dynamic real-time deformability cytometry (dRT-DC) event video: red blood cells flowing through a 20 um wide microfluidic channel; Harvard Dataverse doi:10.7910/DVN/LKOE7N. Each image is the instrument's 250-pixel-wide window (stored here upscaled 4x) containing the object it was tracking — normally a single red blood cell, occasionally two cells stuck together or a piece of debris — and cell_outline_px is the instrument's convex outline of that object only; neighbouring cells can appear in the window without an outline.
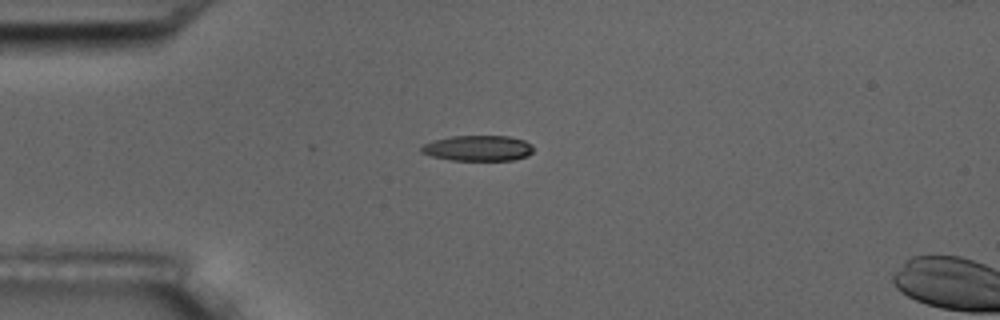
{"species": "common noctule bat (a hibernating species)", "species_latin": "Nyctalus noctula", "temperature_condition": "room temperature", "stored_images_in_passage": 11, "camera_frame_rate_fps": 3000, "um_per_image_px": 0.085, "animal": {"sex": "male", "body_mass_g": 17.5, "forearm_length_mm": 52.3}, "frame": {"image": 1, "passage_image": 4, "time_ms": 4.333, "image_size_px": [1000, 320], "cell_outline_px": [[532, 152], [528, 156], [512, 160], [452, 160], [432, 156], [420, 152], [420, 148], [424, 144], [432, 140], [448, 136], [508, 136], [524, 140], [532, 144]], "centroid_in_image_um": [40.61, 12.59], "position_along_channel_um": 44.4, "area_um2": 16.76}}
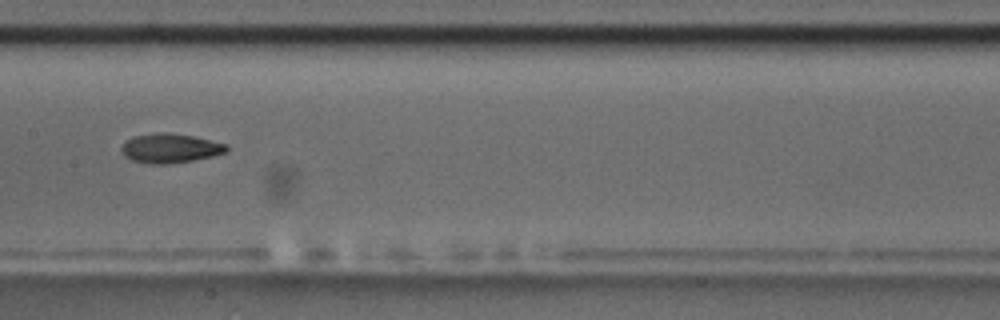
{"frame": {"image": 2, "passage_image": 8, "time_ms": 9.0, "image_size_px": [1000, 320], "cell_outline_px": [[228, 148], [224, 152], [212, 156], [192, 160], [168, 164], [152, 164], [132, 160], [124, 156], [120, 152], [120, 148], [132, 136], [160, 132], [168, 132], [192, 136], [228, 144]], "centroid_in_image_um": [14.43, 12.59], "position_along_channel_um": 193.0, "area_um2": 17.86}}
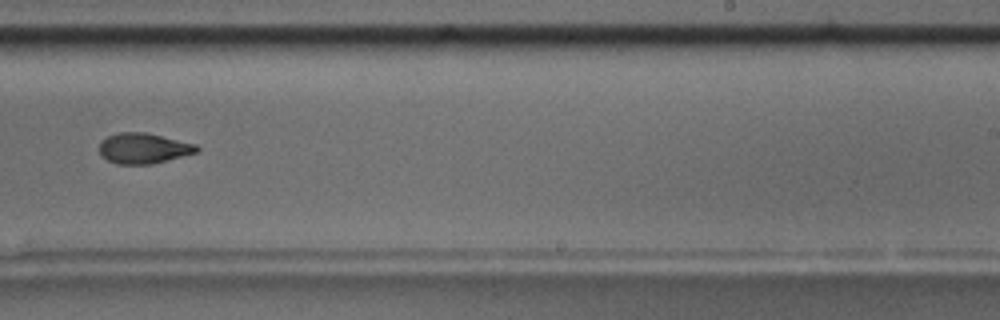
{"frame": {"image": 3, "passage_image": 10, "time_ms": 11.333, "image_size_px": [1000, 320], "cell_outline_px": [[200, 148], [196, 152], [152, 164], [116, 164], [100, 156], [100, 140], [108, 136], [120, 132], [144, 132], [196, 144]], "centroid_in_image_um": [12.16, 12.6], "position_along_channel_um": 276.8, "area_um2": 17.17}}